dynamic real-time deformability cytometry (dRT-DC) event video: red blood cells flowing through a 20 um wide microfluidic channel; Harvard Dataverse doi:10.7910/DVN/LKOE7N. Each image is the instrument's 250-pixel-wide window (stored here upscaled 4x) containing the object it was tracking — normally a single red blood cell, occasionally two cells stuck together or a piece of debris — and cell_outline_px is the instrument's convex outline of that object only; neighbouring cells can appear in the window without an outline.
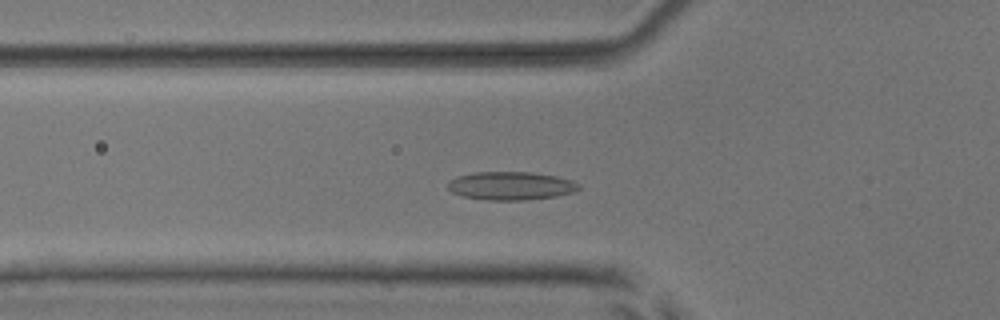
{"species": "common noctule bat (a hibernating species)", "species_latin": "Nyctalus noctula", "temperature_condition": "room temperature", "stored_images_in_passage": 51, "camera_frame_rate_fps": 3000, "um_per_image_px": 0.085, "animal": {"sex": "male", "body_mass_g": 17.9, "forearm_length_mm": 54.2}, "frame": {"image": 1, "passage_image": 17, "time_ms": 5.333, "image_size_px": [1000, 320], "cell_outline_px": [[580, 188], [572, 192], [556, 196], [524, 200], [488, 200], [464, 196], [452, 192], [448, 188], [448, 180], [456, 176], [472, 172], [528, 172], [556, 176], [572, 180], [580, 184]], "centroid_in_image_um": [43.4, 15.78], "position_along_channel_um": 82.4, "area_um2": 21.56}}
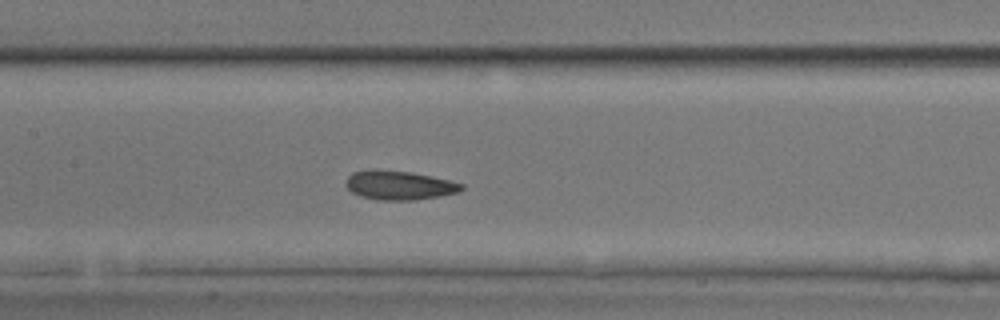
{"frame": {"image": 2, "passage_image": 24, "time_ms": 7.667, "image_size_px": [1000, 320], "cell_outline_px": [[464, 188], [456, 192], [440, 196], [416, 200], [376, 200], [360, 196], [352, 192], [344, 184], [348, 176], [352, 172], [372, 168], [412, 172], [448, 180], [464, 184]], "centroid_in_image_um": [33.88, 15.74], "position_along_channel_um": 173.5, "area_um2": 19.77}}
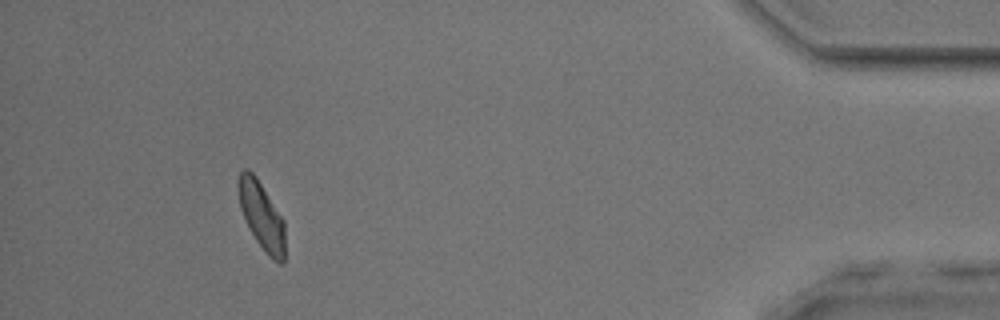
{"frame": {"image": 3, "passage_image": 47, "time_ms": 15.333, "image_size_px": [1000, 320], "cell_outline_px": [[284, 264], [280, 264], [272, 260], [268, 256], [256, 240], [240, 208], [236, 184], [240, 172], [244, 168], [248, 168], [256, 176], [284, 220]], "centroid_in_image_um": [22.22, 18.32], "position_along_channel_um": 413.0, "area_um2": 18.38}, "authors_computed_cell_mechanics": {"area_um2": 19.4786, "velocity_mm_per_s": 3.9033, "shape_relaxation_time_tau1_ms": 3.3715, "shape_relaxation_time_tau2_ms": 1.0586, "deformation_change_tau1": 0.0898, "deformation_change_tau2": 0.0592}}